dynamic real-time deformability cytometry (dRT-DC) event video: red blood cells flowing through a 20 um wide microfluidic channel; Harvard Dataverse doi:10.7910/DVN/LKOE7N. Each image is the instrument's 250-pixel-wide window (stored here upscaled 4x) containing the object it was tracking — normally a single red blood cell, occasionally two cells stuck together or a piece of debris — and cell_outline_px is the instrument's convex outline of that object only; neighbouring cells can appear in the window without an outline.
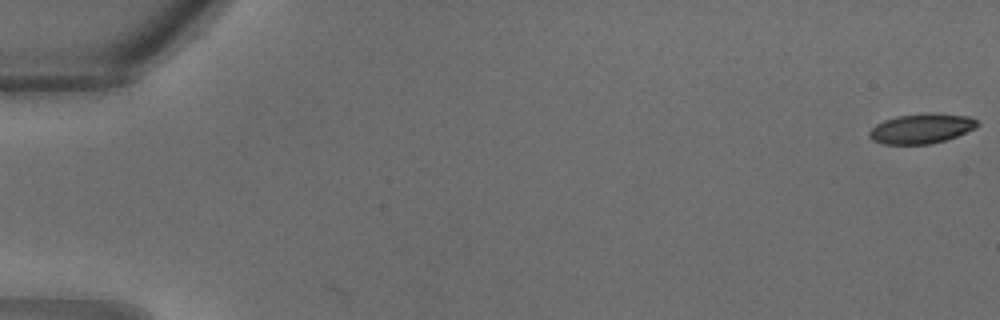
{"species": "common noctule bat (a hibernating species)", "species_latin": "Nyctalus noctula", "temperature_condition": "warm", "stored_images_in_passage": 33, "camera_frame_rate_fps": 3000, "um_per_image_px": 0.085, "animal": {"sex": "male", "body_mass_g": 18.8}, "frame": {"image": 1, "passage_image": 1, "time_ms": 0.0, "image_size_px": [1000, 320], "cell_outline_px": [[976, 124], [972, 128], [956, 136], [944, 140], [928, 144], [884, 144], [872, 140], [868, 136], [868, 132], [876, 124], [884, 120], [896, 116], [928, 112], [936, 112], [968, 116], [976, 120]], "centroid_in_image_um": [78.25, 10.91], "position_along_channel_um": 6.8, "area_um2": 18.67}}
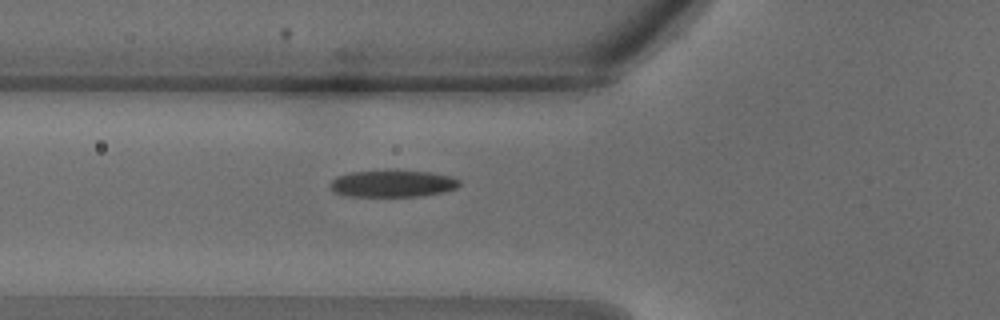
{"frame": {"image": 2, "passage_image": 13, "time_ms": 4.0, "image_size_px": [1000, 320], "cell_outline_px": [[460, 184], [456, 188], [424, 196], [344, 196], [332, 192], [328, 184], [336, 176], [348, 172], [432, 172], [452, 176], [460, 180]], "centroid_in_image_um": [33.32, 15.63], "position_along_channel_um": 92.5, "area_um2": 20.0}}
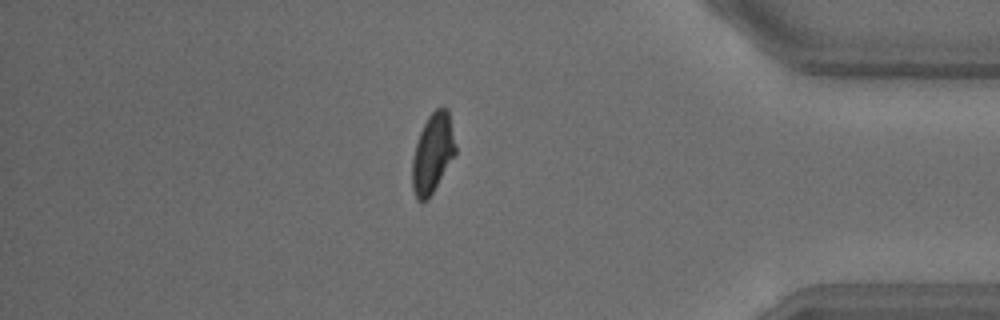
{"frame": {"image": 3, "passage_image": 29, "time_ms": 9.333, "image_size_px": [1000, 320], "cell_outline_px": [[456, 152], [428, 200], [416, 200], [412, 188], [412, 160], [416, 144], [420, 132], [428, 116], [436, 108], [448, 108], [456, 148]], "centroid_in_image_um": [36.76, 13.03], "position_along_channel_um": 398.4, "area_um2": 19.77}}